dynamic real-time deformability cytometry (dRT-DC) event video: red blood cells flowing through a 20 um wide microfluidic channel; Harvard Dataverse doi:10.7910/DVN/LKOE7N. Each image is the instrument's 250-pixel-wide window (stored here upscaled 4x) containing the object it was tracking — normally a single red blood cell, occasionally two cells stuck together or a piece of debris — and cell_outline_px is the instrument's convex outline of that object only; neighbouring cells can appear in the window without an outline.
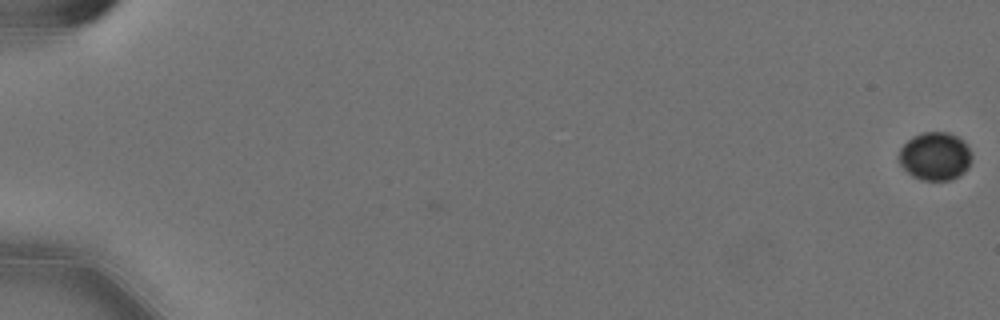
{"species": "Egyptian fruit bat (a non-hibernating species)", "species_latin": "Rousettus aegyptiacus", "temperature_condition": "cold", "stored_images_in_passage": 59, "camera_frame_rate_fps": 3000, "um_per_image_px": 0.085, "animal": {"sex": "female"}, "frame": {"image": 1, "passage_image": 1, "time_ms": 0.0, "image_size_px": [1000, 320], "cell_outline_px": [[972, 156], [968, 168], [960, 176], [952, 180], [924, 180], [912, 176], [900, 164], [900, 148], [912, 136], [924, 132], [948, 132], [956, 136], [972, 152]], "centroid_in_image_um": [79.49, 13.29], "position_along_channel_um": 5.5, "area_um2": 20.29}}
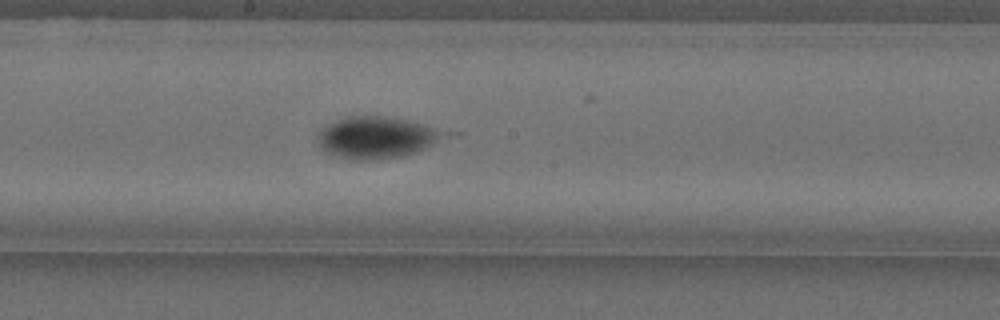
{"frame": {"image": 2, "passage_image": 34, "time_ms": 11.0, "image_size_px": [1000, 320], "cell_outline_px": [[464, 132], [416, 152], [400, 156], [376, 160], [352, 160], [324, 152], [320, 148], [316, 136], [328, 124], [344, 116], [388, 116], [408, 120]], "centroid_in_image_um": [32.22, 11.67], "position_along_channel_um": 216.0, "area_um2": 32.14}}
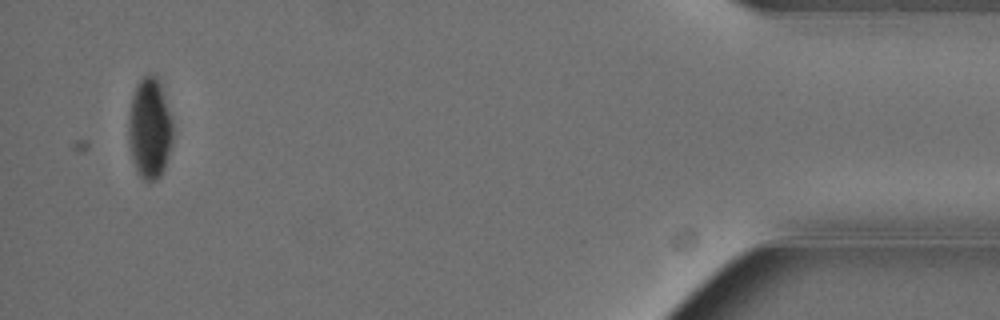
{"frame": {"image": 3, "passage_image": 57, "time_ms": 18.667, "image_size_px": [1000, 320], "cell_outline_px": [[172, 144], [164, 168], [160, 176], [156, 180], [144, 180], [136, 172], [128, 140], [128, 116], [132, 96], [136, 84], [148, 72], [156, 76], [160, 84], [172, 120]], "centroid_in_image_um": [12.7, 10.91], "position_along_channel_um": 422.5, "area_um2": 26.07}}